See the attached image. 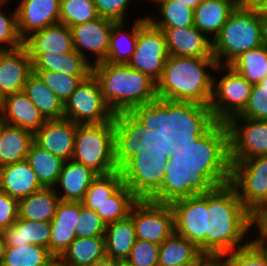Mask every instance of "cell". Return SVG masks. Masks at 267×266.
<instances>
[{"label":"cell","mask_w":267,"mask_h":266,"mask_svg":"<svg viewBox=\"0 0 267 266\" xmlns=\"http://www.w3.org/2000/svg\"><path fill=\"white\" fill-rule=\"evenodd\" d=\"M123 119L125 151L152 179L221 173L222 127L209 106L156 98Z\"/></svg>","instance_id":"cell-1"},{"label":"cell","mask_w":267,"mask_h":266,"mask_svg":"<svg viewBox=\"0 0 267 266\" xmlns=\"http://www.w3.org/2000/svg\"><path fill=\"white\" fill-rule=\"evenodd\" d=\"M152 187L171 207L174 233L209 254L207 174L161 176L153 179Z\"/></svg>","instance_id":"cell-2"},{"label":"cell","mask_w":267,"mask_h":266,"mask_svg":"<svg viewBox=\"0 0 267 266\" xmlns=\"http://www.w3.org/2000/svg\"><path fill=\"white\" fill-rule=\"evenodd\" d=\"M207 209L211 216L209 254L212 257L234 251L253 239L249 232L256 228L251 212L239 199L236 189L221 174H207Z\"/></svg>","instance_id":"cell-3"},{"label":"cell","mask_w":267,"mask_h":266,"mask_svg":"<svg viewBox=\"0 0 267 266\" xmlns=\"http://www.w3.org/2000/svg\"><path fill=\"white\" fill-rule=\"evenodd\" d=\"M72 160L98 175L123 168L130 161L125 151L123 117L101 124H77Z\"/></svg>","instance_id":"cell-4"},{"label":"cell","mask_w":267,"mask_h":266,"mask_svg":"<svg viewBox=\"0 0 267 266\" xmlns=\"http://www.w3.org/2000/svg\"><path fill=\"white\" fill-rule=\"evenodd\" d=\"M217 66L215 58L169 55L156 82L157 98L209 106Z\"/></svg>","instance_id":"cell-5"},{"label":"cell","mask_w":267,"mask_h":266,"mask_svg":"<svg viewBox=\"0 0 267 266\" xmlns=\"http://www.w3.org/2000/svg\"><path fill=\"white\" fill-rule=\"evenodd\" d=\"M102 97L117 116L125 117L134 107L157 98L156 82L127 64L101 62L92 66Z\"/></svg>","instance_id":"cell-6"},{"label":"cell","mask_w":267,"mask_h":266,"mask_svg":"<svg viewBox=\"0 0 267 266\" xmlns=\"http://www.w3.org/2000/svg\"><path fill=\"white\" fill-rule=\"evenodd\" d=\"M263 45L262 15L250 4L237 6L212 41L218 65H229L241 53Z\"/></svg>","instance_id":"cell-7"},{"label":"cell","mask_w":267,"mask_h":266,"mask_svg":"<svg viewBox=\"0 0 267 266\" xmlns=\"http://www.w3.org/2000/svg\"><path fill=\"white\" fill-rule=\"evenodd\" d=\"M221 175L235 162L267 156V120L234 116L222 126Z\"/></svg>","instance_id":"cell-8"},{"label":"cell","mask_w":267,"mask_h":266,"mask_svg":"<svg viewBox=\"0 0 267 266\" xmlns=\"http://www.w3.org/2000/svg\"><path fill=\"white\" fill-rule=\"evenodd\" d=\"M129 217L137 239L161 245L174 233L171 207L152 186L132 206Z\"/></svg>","instance_id":"cell-9"},{"label":"cell","mask_w":267,"mask_h":266,"mask_svg":"<svg viewBox=\"0 0 267 266\" xmlns=\"http://www.w3.org/2000/svg\"><path fill=\"white\" fill-rule=\"evenodd\" d=\"M225 72H223V71ZM221 74L214 77L210 109L216 122L222 127L232 117L240 115L248 102L253 85L228 65L217 66Z\"/></svg>","instance_id":"cell-10"},{"label":"cell","mask_w":267,"mask_h":266,"mask_svg":"<svg viewBox=\"0 0 267 266\" xmlns=\"http://www.w3.org/2000/svg\"><path fill=\"white\" fill-rule=\"evenodd\" d=\"M117 115L102 97L97 77L90 73L64 104V118L76 124H101Z\"/></svg>","instance_id":"cell-11"},{"label":"cell","mask_w":267,"mask_h":266,"mask_svg":"<svg viewBox=\"0 0 267 266\" xmlns=\"http://www.w3.org/2000/svg\"><path fill=\"white\" fill-rule=\"evenodd\" d=\"M169 57L163 31L155 27L146 17H138V39L135 51L127 63L133 69L157 82Z\"/></svg>","instance_id":"cell-12"},{"label":"cell","mask_w":267,"mask_h":266,"mask_svg":"<svg viewBox=\"0 0 267 266\" xmlns=\"http://www.w3.org/2000/svg\"><path fill=\"white\" fill-rule=\"evenodd\" d=\"M222 175L236 189L239 199L250 212L267 196V156L237 161Z\"/></svg>","instance_id":"cell-13"},{"label":"cell","mask_w":267,"mask_h":266,"mask_svg":"<svg viewBox=\"0 0 267 266\" xmlns=\"http://www.w3.org/2000/svg\"><path fill=\"white\" fill-rule=\"evenodd\" d=\"M115 23L111 19L98 17L96 20L71 26L75 51L92 66L105 62L109 50L110 33ZM92 54L91 57L95 60L89 58Z\"/></svg>","instance_id":"cell-14"},{"label":"cell","mask_w":267,"mask_h":266,"mask_svg":"<svg viewBox=\"0 0 267 266\" xmlns=\"http://www.w3.org/2000/svg\"><path fill=\"white\" fill-rule=\"evenodd\" d=\"M152 181L146 171L138 169L95 212L106 225L127 218L132 206L152 186Z\"/></svg>","instance_id":"cell-15"},{"label":"cell","mask_w":267,"mask_h":266,"mask_svg":"<svg viewBox=\"0 0 267 266\" xmlns=\"http://www.w3.org/2000/svg\"><path fill=\"white\" fill-rule=\"evenodd\" d=\"M166 39L169 55L214 58L212 40L194 25L187 27H157Z\"/></svg>","instance_id":"cell-16"},{"label":"cell","mask_w":267,"mask_h":266,"mask_svg":"<svg viewBox=\"0 0 267 266\" xmlns=\"http://www.w3.org/2000/svg\"><path fill=\"white\" fill-rule=\"evenodd\" d=\"M16 5L17 28L22 39L59 23L60 0H19Z\"/></svg>","instance_id":"cell-17"},{"label":"cell","mask_w":267,"mask_h":266,"mask_svg":"<svg viewBox=\"0 0 267 266\" xmlns=\"http://www.w3.org/2000/svg\"><path fill=\"white\" fill-rule=\"evenodd\" d=\"M32 72V60L23 46L0 51V101L8 95L22 92Z\"/></svg>","instance_id":"cell-18"},{"label":"cell","mask_w":267,"mask_h":266,"mask_svg":"<svg viewBox=\"0 0 267 266\" xmlns=\"http://www.w3.org/2000/svg\"><path fill=\"white\" fill-rule=\"evenodd\" d=\"M23 47L32 63L41 54H66L75 50L70 27L62 23L29 34L23 39Z\"/></svg>","instance_id":"cell-19"},{"label":"cell","mask_w":267,"mask_h":266,"mask_svg":"<svg viewBox=\"0 0 267 266\" xmlns=\"http://www.w3.org/2000/svg\"><path fill=\"white\" fill-rule=\"evenodd\" d=\"M77 124L71 120L52 119L34 133V142L65 161L71 160L74 151Z\"/></svg>","instance_id":"cell-20"},{"label":"cell","mask_w":267,"mask_h":266,"mask_svg":"<svg viewBox=\"0 0 267 266\" xmlns=\"http://www.w3.org/2000/svg\"><path fill=\"white\" fill-rule=\"evenodd\" d=\"M0 120L32 133L38 131L46 122L39 109L23 91L8 95L0 101Z\"/></svg>","instance_id":"cell-21"},{"label":"cell","mask_w":267,"mask_h":266,"mask_svg":"<svg viewBox=\"0 0 267 266\" xmlns=\"http://www.w3.org/2000/svg\"><path fill=\"white\" fill-rule=\"evenodd\" d=\"M80 215V202L60 201L51 220L49 251L61 257L70 244L77 238L76 223Z\"/></svg>","instance_id":"cell-22"},{"label":"cell","mask_w":267,"mask_h":266,"mask_svg":"<svg viewBox=\"0 0 267 266\" xmlns=\"http://www.w3.org/2000/svg\"><path fill=\"white\" fill-rule=\"evenodd\" d=\"M97 176L91 168L71 159L65 161L53 188L61 201L81 202Z\"/></svg>","instance_id":"cell-23"},{"label":"cell","mask_w":267,"mask_h":266,"mask_svg":"<svg viewBox=\"0 0 267 266\" xmlns=\"http://www.w3.org/2000/svg\"><path fill=\"white\" fill-rule=\"evenodd\" d=\"M42 188L26 159L0 167V189L12 198L20 200Z\"/></svg>","instance_id":"cell-24"},{"label":"cell","mask_w":267,"mask_h":266,"mask_svg":"<svg viewBox=\"0 0 267 266\" xmlns=\"http://www.w3.org/2000/svg\"><path fill=\"white\" fill-rule=\"evenodd\" d=\"M138 167L131 160L121 169L105 175H98L91 183L81 201L82 205L96 211L136 171Z\"/></svg>","instance_id":"cell-25"},{"label":"cell","mask_w":267,"mask_h":266,"mask_svg":"<svg viewBox=\"0 0 267 266\" xmlns=\"http://www.w3.org/2000/svg\"><path fill=\"white\" fill-rule=\"evenodd\" d=\"M34 133L0 120V167L26 159Z\"/></svg>","instance_id":"cell-26"},{"label":"cell","mask_w":267,"mask_h":266,"mask_svg":"<svg viewBox=\"0 0 267 266\" xmlns=\"http://www.w3.org/2000/svg\"><path fill=\"white\" fill-rule=\"evenodd\" d=\"M7 247L34 244L49 249L50 222L18 218L14 224L2 230Z\"/></svg>","instance_id":"cell-27"},{"label":"cell","mask_w":267,"mask_h":266,"mask_svg":"<svg viewBox=\"0 0 267 266\" xmlns=\"http://www.w3.org/2000/svg\"><path fill=\"white\" fill-rule=\"evenodd\" d=\"M236 7L230 0H203L194 10V26L213 41Z\"/></svg>","instance_id":"cell-28"},{"label":"cell","mask_w":267,"mask_h":266,"mask_svg":"<svg viewBox=\"0 0 267 266\" xmlns=\"http://www.w3.org/2000/svg\"><path fill=\"white\" fill-rule=\"evenodd\" d=\"M60 201L53 187H43L29 196L18 200V218L51 222Z\"/></svg>","instance_id":"cell-29"},{"label":"cell","mask_w":267,"mask_h":266,"mask_svg":"<svg viewBox=\"0 0 267 266\" xmlns=\"http://www.w3.org/2000/svg\"><path fill=\"white\" fill-rule=\"evenodd\" d=\"M106 257L118 260L127 259L137 240L133 220L128 216L107 224L105 231Z\"/></svg>","instance_id":"cell-30"},{"label":"cell","mask_w":267,"mask_h":266,"mask_svg":"<svg viewBox=\"0 0 267 266\" xmlns=\"http://www.w3.org/2000/svg\"><path fill=\"white\" fill-rule=\"evenodd\" d=\"M23 92L46 120L64 118V105L36 73L32 72L28 76Z\"/></svg>","instance_id":"cell-31"},{"label":"cell","mask_w":267,"mask_h":266,"mask_svg":"<svg viewBox=\"0 0 267 266\" xmlns=\"http://www.w3.org/2000/svg\"><path fill=\"white\" fill-rule=\"evenodd\" d=\"M33 71H55L74 76H88L92 65L75 50L66 54H41L33 63Z\"/></svg>","instance_id":"cell-32"},{"label":"cell","mask_w":267,"mask_h":266,"mask_svg":"<svg viewBox=\"0 0 267 266\" xmlns=\"http://www.w3.org/2000/svg\"><path fill=\"white\" fill-rule=\"evenodd\" d=\"M125 26L126 22H116L113 25L105 62L112 64L129 62L138 39V18H135V22L129 30Z\"/></svg>","instance_id":"cell-33"},{"label":"cell","mask_w":267,"mask_h":266,"mask_svg":"<svg viewBox=\"0 0 267 266\" xmlns=\"http://www.w3.org/2000/svg\"><path fill=\"white\" fill-rule=\"evenodd\" d=\"M26 160L43 187L56 185L65 163V160L38 146L35 142L32 143Z\"/></svg>","instance_id":"cell-34"},{"label":"cell","mask_w":267,"mask_h":266,"mask_svg":"<svg viewBox=\"0 0 267 266\" xmlns=\"http://www.w3.org/2000/svg\"><path fill=\"white\" fill-rule=\"evenodd\" d=\"M104 257L105 237H77L61 256L68 266H87Z\"/></svg>","instance_id":"cell-35"},{"label":"cell","mask_w":267,"mask_h":266,"mask_svg":"<svg viewBox=\"0 0 267 266\" xmlns=\"http://www.w3.org/2000/svg\"><path fill=\"white\" fill-rule=\"evenodd\" d=\"M228 66L252 85L259 84L267 76V47L263 44L243 52Z\"/></svg>","instance_id":"cell-36"},{"label":"cell","mask_w":267,"mask_h":266,"mask_svg":"<svg viewBox=\"0 0 267 266\" xmlns=\"http://www.w3.org/2000/svg\"><path fill=\"white\" fill-rule=\"evenodd\" d=\"M202 251L193 242L173 233L161 245L158 266H176L195 259Z\"/></svg>","instance_id":"cell-37"},{"label":"cell","mask_w":267,"mask_h":266,"mask_svg":"<svg viewBox=\"0 0 267 266\" xmlns=\"http://www.w3.org/2000/svg\"><path fill=\"white\" fill-rule=\"evenodd\" d=\"M216 257L223 266H267V243L257 236L245 246Z\"/></svg>","instance_id":"cell-38"},{"label":"cell","mask_w":267,"mask_h":266,"mask_svg":"<svg viewBox=\"0 0 267 266\" xmlns=\"http://www.w3.org/2000/svg\"><path fill=\"white\" fill-rule=\"evenodd\" d=\"M157 9L158 17L146 15L155 27H187L194 25V10L178 0H165L157 6Z\"/></svg>","instance_id":"cell-39"},{"label":"cell","mask_w":267,"mask_h":266,"mask_svg":"<svg viewBox=\"0 0 267 266\" xmlns=\"http://www.w3.org/2000/svg\"><path fill=\"white\" fill-rule=\"evenodd\" d=\"M53 255L48 248L34 244L6 247L0 266H43Z\"/></svg>","instance_id":"cell-40"},{"label":"cell","mask_w":267,"mask_h":266,"mask_svg":"<svg viewBox=\"0 0 267 266\" xmlns=\"http://www.w3.org/2000/svg\"><path fill=\"white\" fill-rule=\"evenodd\" d=\"M99 17L93 0H60L59 23L68 27Z\"/></svg>","instance_id":"cell-41"},{"label":"cell","mask_w":267,"mask_h":266,"mask_svg":"<svg viewBox=\"0 0 267 266\" xmlns=\"http://www.w3.org/2000/svg\"><path fill=\"white\" fill-rule=\"evenodd\" d=\"M33 72L36 73L43 83L55 93L63 105L75 92L81 80L87 77L68 75L50 70Z\"/></svg>","instance_id":"cell-42"},{"label":"cell","mask_w":267,"mask_h":266,"mask_svg":"<svg viewBox=\"0 0 267 266\" xmlns=\"http://www.w3.org/2000/svg\"><path fill=\"white\" fill-rule=\"evenodd\" d=\"M10 2L0 0V51L14 50L23 46V39L17 28L16 8L11 13L4 10Z\"/></svg>","instance_id":"cell-43"},{"label":"cell","mask_w":267,"mask_h":266,"mask_svg":"<svg viewBox=\"0 0 267 266\" xmlns=\"http://www.w3.org/2000/svg\"><path fill=\"white\" fill-rule=\"evenodd\" d=\"M256 120H267V76L253 85L244 111L238 115Z\"/></svg>","instance_id":"cell-44"},{"label":"cell","mask_w":267,"mask_h":266,"mask_svg":"<svg viewBox=\"0 0 267 266\" xmlns=\"http://www.w3.org/2000/svg\"><path fill=\"white\" fill-rule=\"evenodd\" d=\"M106 226L95 211L80 202V215L75 227L77 237H104Z\"/></svg>","instance_id":"cell-45"},{"label":"cell","mask_w":267,"mask_h":266,"mask_svg":"<svg viewBox=\"0 0 267 266\" xmlns=\"http://www.w3.org/2000/svg\"><path fill=\"white\" fill-rule=\"evenodd\" d=\"M160 245L137 239L127 258L135 266H158Z\"/></svg>","instance_id":"cell-46"},{"label":"cell","mask_w":267,"mask_h":266,"mask_svg":"<svg viewBox=\"0 0 267 266\" xmlns=\"http://www.w3.org/2000/svg\"><path fill=\"white\" fill-rule=\"evenodd\" d=\"M133 0H93L99 17L115 22H126L128 8Z\"/></svg>","instance_id":"cell-47"},{"label":"cell","mask_w":267,"mask_h":266,"mask_svg":"<svg viewBox=\"0 0 267 266\" xmlns=\"http://www.w3.org/2000/svg\"><path fill=\"white\" fill-rule=\"evenodd\" d=\"M18 200L0 189V230L8 228L18 219Z\"/></svg>","instance_id":"cell-48"},{"label":"cell","mask_w":267,"mask_h":266,"mask_svg":"<svg viewBox=\"0 0 267 266\" xmlns=\"http://www.w3.org/2000/svg\"><path fill=\"white\" fill-rule=\"evenodd\" d=\"M251 219L256 230L267 220V196L251 212Z\"/></svg>","instance_id":"cell-49"},{"label":"cell","mask_w":267,"mask_h":266,"mask_svg":"<svg viewBox=\"0 0 267 266\" xmlns=\"http://www.w3.org/2000/svg\"><path fill=\"white\" fill-rule=\"evenodd\" d=\"M211 257L210 254L201 252L195 259L186 263L177 264L176 266H203Z\"/></svg>","instance_id":"cell-50"},{"label":"cell","mask_w":267,"mask_h":266,"mask_svg":"<svg viewBox=\"0 0 267 266\" xmlns=\"http://www.w3.org/2000/svg\"><path fill=\"white\" fill-rule=\"evenodd\" d=\"M249 4L255 8L262 17H267V0H249Z\"/></svg>","instance_id":"cell-51"},{"label":"cell","mask_w":267,"mask_h":266,"mask_svg":"<svg viewBox=\"0 0 267 266\" xmlns=\"http://www.w3.org/2000/svg\"><path fill=\"white\" fill-rule=\"evenodd\" d=\"M87 266H116V260L109 257H104L91 264H88Z\"/></svg>","instance_id":"cell-52"},{"label":"cell","mask_w":267,"mask_h":266,"mask_svg":"<svg viewBox=\"0 0 267 266\" xmlns=\"http://www.w3.org/2000/svg\"><path fill=\"white\" fill-rule=\"evenodd\" d=\"M253 233L257 234L265 243H267V220L257 229V233Z\"/></svg>","instance_id":"cell-53"},{"label":"cell","mask_w":267,"mask_h":266,"mask_svg":"<svg viewBox=\"0 0 267 266\" xmlns=\"http://www.w3.org/2000/svg\"><path fill=\"white\" fill-rule=\"evenodd\" d=\"M43 266H68L61 257L53 256L45 265Z\"/></svg>","instance_id":"cell-54"},{"label":"cell","mask_w":267,"mask_h":266,"mask_svg":"<svg viewBox=\"0 0 267 266\" xmlns=\"http://www.w3.org/2000/svg\"><path fill=\"white\" fill-rule=\"evenodd\" d=\"M179 2H182L189 8L195 10L202 2L203 0H178Z\"/></svg>","instance_id":"cell-55"},{"label":"cell","mask_w":267,"mask_h":266,"mask_svg":"<svg viewBox=\"0 0 267 266\" xmlns=\"http://www.w3.org/2000/svg\"><path fill=\"white\" fill-rule=\"evenodd\" d=\"M262 40L267 47V17H262Z\"/></svg>","instance_id":"cell-56"},{"label":"cell","mask_w":267,"mask_h":266,"mask_svg":"<svg viewBox=\"0 0 267 266\" xmlns=\"http://www.w3.org/2000/svg\"><path fill=\"white\" fill-rule=\"evenodd\" d=\"M6 243L2 234V231L0 230V263L3 260L5 250H6Z\"/></svg>","instance_id":"cell-57"},{"label":"cell","mask_w":267,"mask_h":266,"mask_svg":"<svg viewBox=\"0 0 267 266\" xmlns=\"http://www.w3.org/2000/svg\"><path fill=\"white\" fill-rule=\"evenodd\" d=\"M203 266H223L217 257H211Z\"/></svg>","instance_id":"cell-58"},{"label":"cell","mask_w":267,"mask_h":266,"mask_svg":"<svg viewBox=\"0 0 267 266\" xmlns=\"http://www.w3.org/2000/svg\"><path fill=\"white\" fill-rule=\"evenodd\" d=\"M116 266H135L128 259H118L116 260Z\"/></svg>","instance_id":"cell-59"},{"label":"cell","mask_w":267,"mask_h":266,"mask_svg":"<svg viewBox=\"0 0 267 266\" xmlns=\"http://www.w3.org/2000/svg\"><path fill=\"white\" fill-rule=\"evenodd\" d=\"M230 1L233 2L236 6L249 4V0H230Z\"/></svg>","instance_id":"cell-60"},{"label":"cell","mask_w":267,"mask_h":266,"mask_svg":"<svg viewBox=\"0 0 267 266\" xmlns=\"http://www.w3.org/2000/svg\"><path fill=\"white\" fill-rule=\"evenodd\" d=\"M152 2L153 4L155 3V4H157V5H159L160 3H162V2H164L165 0H146V2ZM144 2H145V0H144Z\"/></svg>","instance_id":"cell-61"}]
</instances>
